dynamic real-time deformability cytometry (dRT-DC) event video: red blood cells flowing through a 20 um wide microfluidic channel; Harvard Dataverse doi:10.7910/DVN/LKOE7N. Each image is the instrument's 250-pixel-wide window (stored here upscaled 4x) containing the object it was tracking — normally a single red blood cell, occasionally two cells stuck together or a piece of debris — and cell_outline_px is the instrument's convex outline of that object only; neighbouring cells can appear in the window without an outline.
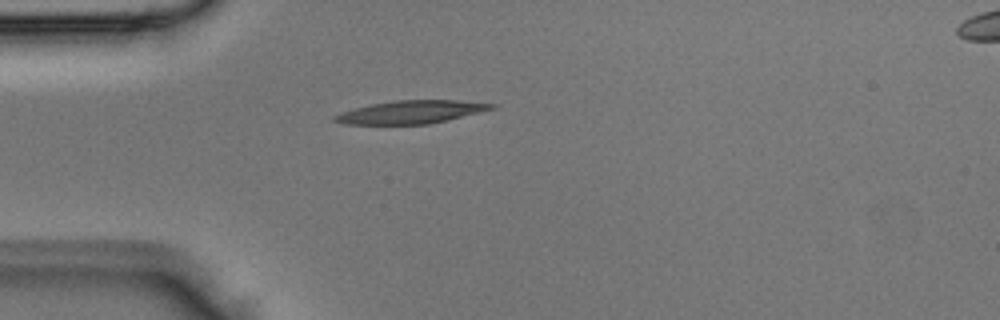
{"species": "Egyptian fruit bat (a non-hibernating species)", "species_latin": "Rousettus aegyptiacus", "temperature_condition": "room temperature", "stored_images_in_passage": 2, "segment_of_instrument_passage": [1, 2], "camera_frame_rate_fps": 3000, "um_per_image_px": 0.085, "animal": {"sex": "male"}, "frame": {"image": 1, "passage_image": 1, "time_ms": 0.0, "image_size_px": [1000, 320], "cell_outline_px": [[496, 108], [448, 120], [428, 124], [344, 124], [332, 120], [332, 116], [340, 112], [372, 104], [396, 100], [456, 100], [496, 104]], "centroid_in_image_um": [34.93, 9.52], "position_along_channel_um": 50.1, "area_um2": 20.92}}